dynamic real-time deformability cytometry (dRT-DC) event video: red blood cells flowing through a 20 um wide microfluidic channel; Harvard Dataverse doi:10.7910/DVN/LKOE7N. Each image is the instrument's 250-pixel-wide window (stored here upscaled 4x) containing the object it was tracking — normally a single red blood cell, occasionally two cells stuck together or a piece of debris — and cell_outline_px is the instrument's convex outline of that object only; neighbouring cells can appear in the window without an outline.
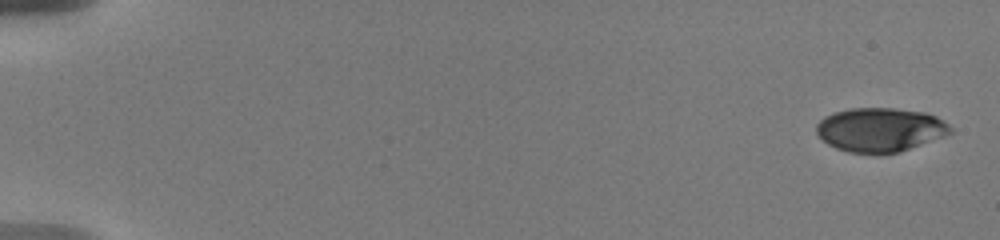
{"species": "human", "species_latin": "Homo sapiens", "temperature_condition": "warm", "stored_images_in_passage": 12, "camera_frame_rate_fps": 3000, "um_per_image_px": 0.085, "donor": {"sex": "male"}, "frame": {"image": 1, "passage_image": 1, "time_ms": 0.0, "image_size_px": [1000, 240], "cell_outline_px": [[952, 132], [944, 136], [900, 152], [880, 156], [848, 152], [836, 148], [828, 144], [816, 132], [816, 124], [824, 116], [836, 112], [852, 108], [892, 108], [924, 112], [936, 116], [944, 120], [952, 128]], "centroid_in_image_um": [74.82, 11.05], "position_along_channel_um": 10.2, "area_um2": 34.74}}
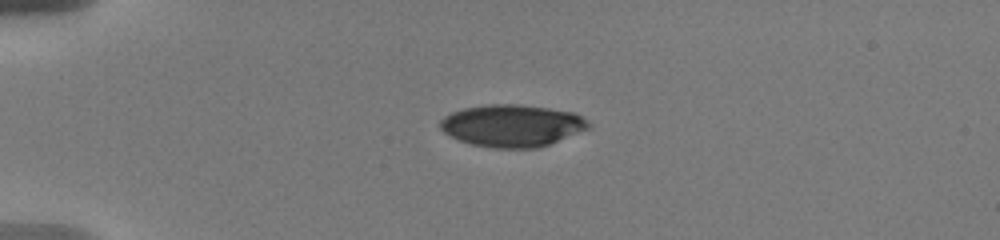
{"frame": {"image": 2, "passage_image": 9, "time_ms": 4.333, "image_size_px": [1000, 240], "cell_outline_px": [[592, 128], [548, 144], [536, 148], [492, 148], [472, 144], [448, 136], [440, 128], [440, 120], [444, 116], [452, 112], [464, 108], [488, 104], [520, 104], [548, 108], [572, 112], [588, 120], [592, 124]], "centroid_in_image_um": [43.53, 10.68], "position_along_channel_um": 41.5, "area_um2": 36.53}}
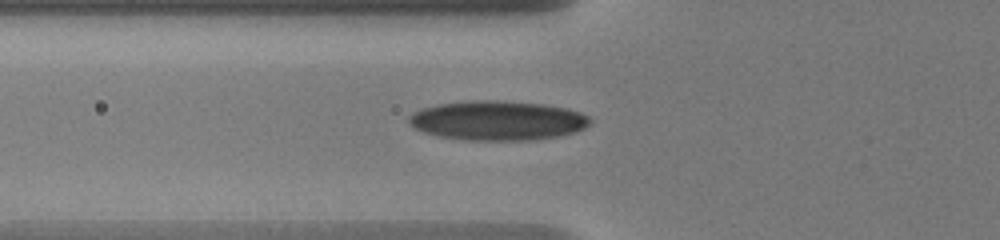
{"frame": {"image": 3, "passage_image": 12, "time_ms": 6.667, "image_size_px": [1000, 240], "cell_outline_px": [[592, 124], [584, 128], [572, 132], [556, 136], [528, 140], [464, 140], [440, 136], [424, 132], [412, 128], [408, 120], [408, 116], [412, 112], [420, 108], [436, 104], [464, 100], [496, 100], [544, 104], [568, 108], [580, 112], [588, 116], [592, 120]], "centroid_in_image_um": [42.25, 10.23], "position_along_channel_um": 83.6, "area_um2": 42.02}}